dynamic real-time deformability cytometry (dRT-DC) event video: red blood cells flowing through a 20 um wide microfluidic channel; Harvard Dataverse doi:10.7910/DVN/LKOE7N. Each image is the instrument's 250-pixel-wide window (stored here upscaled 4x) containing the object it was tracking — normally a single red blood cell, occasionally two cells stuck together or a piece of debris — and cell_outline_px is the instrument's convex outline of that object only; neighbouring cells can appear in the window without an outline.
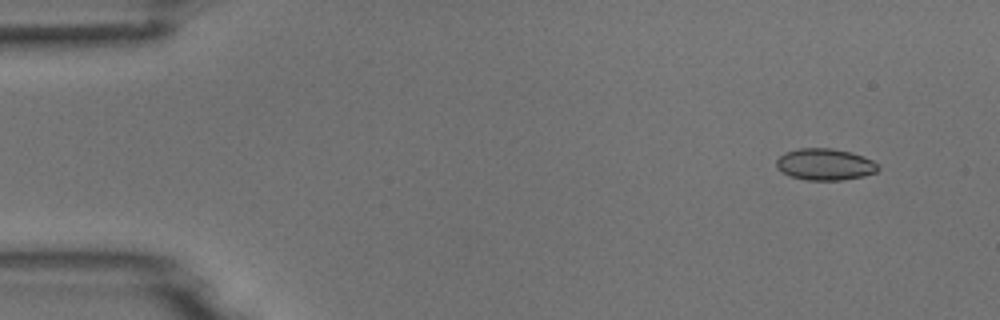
{"species": "common noctule bat (a hibernating species)", "species_latin": "Nyctalus noctula", "temperature_condition": "room temperature", "stored_images_in_passage": 5, "camera_frame_rate_fps": 3000, "um_per_image_px": 0.085, "animal": {"sex": "male", "body_mass_g": 18.8}, "frame": {"image": 1, "passage_image": 2, "time_ms": 0.333, "image_size_px": [1000, 320], "cell_outline_px": [[880, 168], [876, 172], [864, 176], [844, 180], [808, 180], [792, 176], [776, 168], [776, 160], [784, 152], [800, 148], [832, 148], [852, 152], [864, 156], [872, 160]], "centroid_in_image_um": [70.14, 13.96], "position_along_channel_um": 14.9, "area_um2": 18.79}}
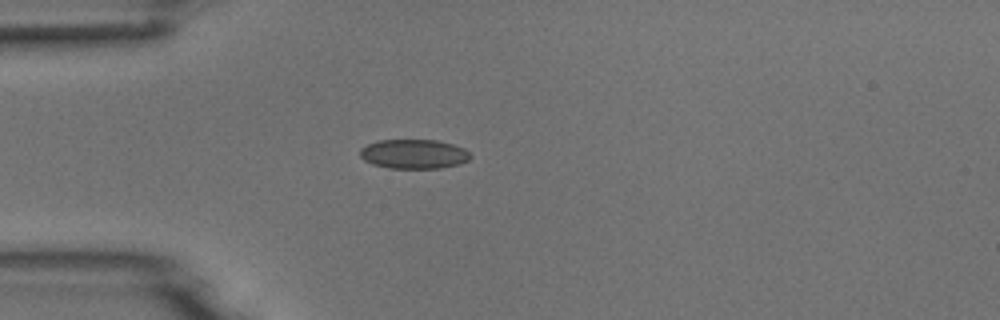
{"frame": {"image": 2, "passage_image": 5, "time_ms": 1.333, "image_size_px": [1000, 320], "cell_outline_px": [[472, 156], [468, 160], [460, 164], [440, 168], [388, 168], [372, 164], [364, 160], [360, 156], [360, 148], [376, 140], [436, 140], [452, 144], [464, 148]], "centroid_in_image_um": [35.16, 13.09], "position_along_channel_um": 49.8, "area_um2": 18.96}}